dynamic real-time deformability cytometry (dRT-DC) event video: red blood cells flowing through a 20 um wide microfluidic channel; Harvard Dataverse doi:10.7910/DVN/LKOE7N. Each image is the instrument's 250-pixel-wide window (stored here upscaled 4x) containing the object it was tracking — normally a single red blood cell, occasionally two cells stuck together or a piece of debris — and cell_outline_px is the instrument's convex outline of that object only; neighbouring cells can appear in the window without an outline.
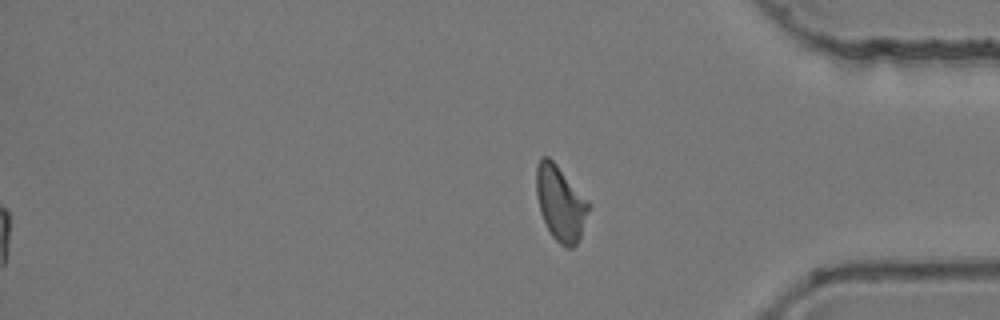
{"species": "common noctule bat (a hibernating species)", "species_latin": "Nyctalus noctula", "temperature_condition": "room temperature", "stored_images_in_passage": 55, "segment_of_instrument_passage": [2, 2], "camera_frame_rate_fps": 3000, "um_per_image_px": 0.085, "animal": {"sex": "female", "body_mass_g": 24.6, "forearm_length_mm": 56.2}, "frame": {"image": 1, "passage_image": 55, "time_ms": 18.0, "image_size_px": [1000, 320], "cell_outline_px": [[592, 204], [580, 236], [576, 244], [572, 248], [568, 248], [560, 244], [552, 236], [540, 212], [536, 196], [536, 168], [540, 156], [548, 156], [556, 164]], "centroid_in_image_um": [47.64, 17.26], "position_along_channel_um": 387.6, "area_um2": 22.89}}